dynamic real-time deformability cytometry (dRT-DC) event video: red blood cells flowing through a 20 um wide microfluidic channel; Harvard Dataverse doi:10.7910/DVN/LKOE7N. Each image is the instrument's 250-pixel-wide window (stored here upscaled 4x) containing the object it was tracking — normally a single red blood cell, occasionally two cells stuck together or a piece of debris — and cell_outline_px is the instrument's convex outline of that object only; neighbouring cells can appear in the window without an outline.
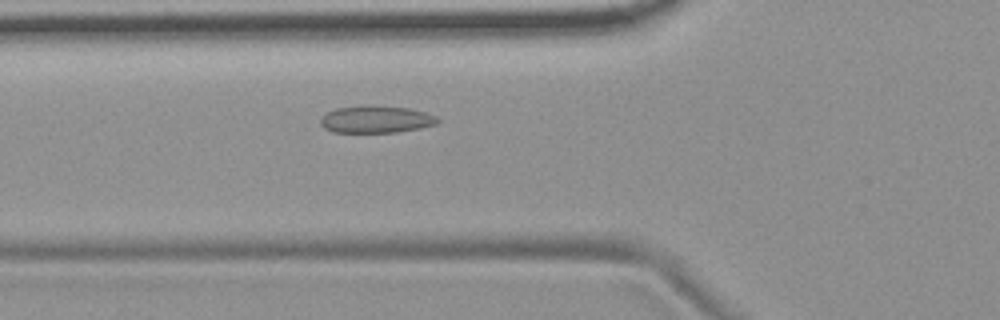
{"species": "common noctule bat (a hibernating species)", "species_latin": "Nyctalus noctula", "temperature_condition": "room temperature", "stored_images_in_passage": 41, "camera_frame_rate_fps": 3000, "um_per_image_px": 0.085, "animal": {"sex": "female", "body_mass_g": 19.9}, "frame": {"image": 1, "passage_image": 6, "time_ms": 1.667, "image_size_px": [1000, 320], "cell_outline_px": [[440, 120], [436, 124], [420, 128], [396, 132], [332, 132], [324, 128], [320, 124], [320, 120], [328, 112], [336, 108], [408, 108], [428, 112], [436, 116]], "centroid_in_image_um": [32.01, 10.19], "position_along_channel_um": 93.8, "area_um2": 17.69}}
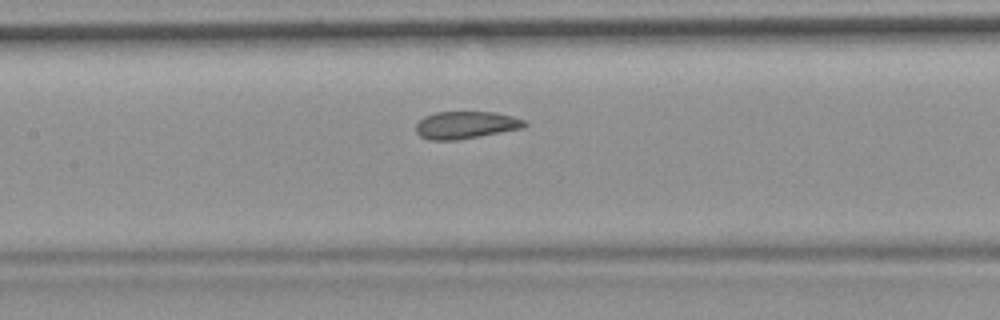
{"frame": {"image": 2, "passage_image": 12, "time_ms": 3.667, "image_size_px": [1000, 320], "cell_outline_px": [[528, 124], [524, 128], [480, 136], [456, 140], [428, 140], [420, 136], [416, 132], [416, 124], [424, 116], [436, 112], [496, 112], [512, 116], [524, 120]], "centroid_in_image_um": [39.59, 10.63], "position_along_channel_um": 167.8, "area_um2": 17.4}}
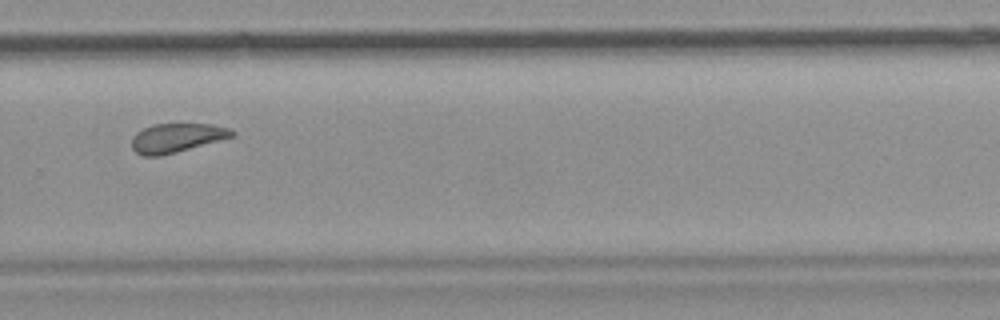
{"frame": {"image": 3, "passage_image": 24, "time_ms": 7.667, "image_size_px": [1000, 320], "cell_outline_px": [[236, 132], [232, 136], [176, 152], [160, 156], [144, 156], [136, 152], [132, 148], [132, 136], [136, 132], [152, 124], [212, 124], [228, 128]], "centroid_in_image_um": [14.96, 11.71], "position_along_channel_um": 314.8, "area_um2": 16.7}, "authors_computed_cell_mechanics": {"area_um2": 17.8602, "velocity_mm_per_s": 3.6881, "shape_relaxation_time_tau1_ms": 7.1967, "shape_relaxation_time_tau2_ms": 1.6943, "deformation_change_tau1": 0.1221, "deformation_change_tau2": 0.0484}}